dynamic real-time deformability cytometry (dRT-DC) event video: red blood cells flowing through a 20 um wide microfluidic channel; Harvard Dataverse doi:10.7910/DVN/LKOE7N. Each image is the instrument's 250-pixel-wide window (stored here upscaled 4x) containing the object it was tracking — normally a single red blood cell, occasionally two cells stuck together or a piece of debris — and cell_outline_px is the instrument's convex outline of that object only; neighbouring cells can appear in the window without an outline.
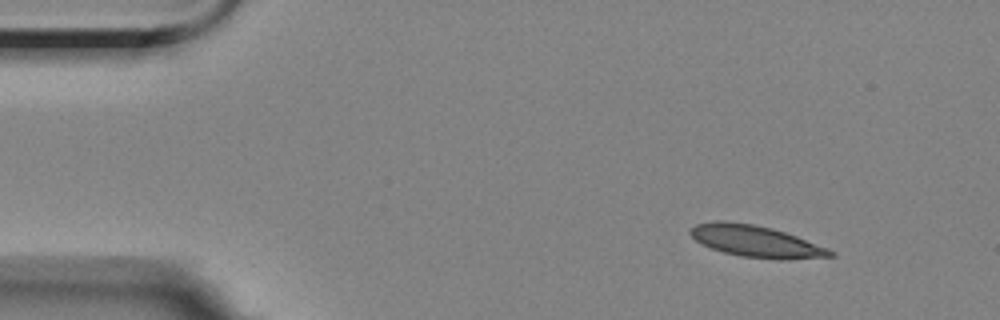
{"species": "Egyptian fruit bat (a non-hibernating species)", "species_latin": "Rousettus aegyptiacus", "temperature_condition": "room temperature", "stored_images_in_passage": 51, "camera_frame_rate_fps": 3000, "um_per_image_px": 0.085, "animal": {"sex": "female"}, "frame": {"image": 1, "passage_image": 1, "time_ms": 0.0, "image_size_px": [1000, 320], "cell_outline_px": [[836, 256], [788, 260], [776, 260], [740, 256], [724, 252], [700, 244], [688, 232], [688, 228], [696, 224], [716, 220], [724, 220], [752, 224], [772, 228], [796, 236], [828, 248], [836, 252]], "centroid_in_image_um": [64.25, 20.52], "position_along_channel_um": 20.7, "area_um2": 26.07}}
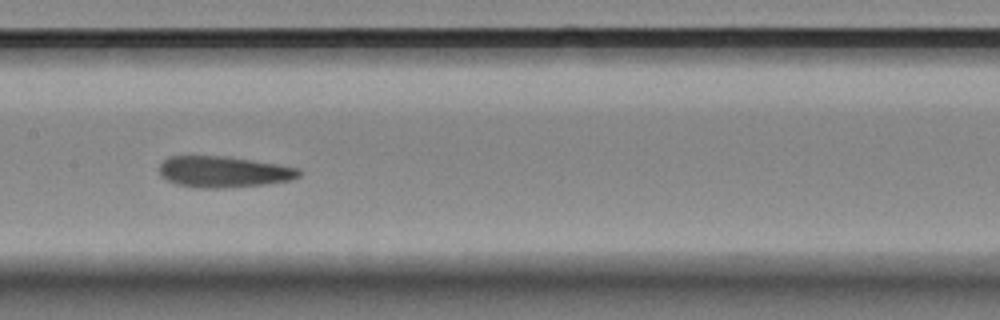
{"frame": {"image": 2, "passage_image": 22, "time_ms": 7.0, "image_size_px": [1000, 320], "cell_outline_px": [[300, 176], [292, 180], [264, 184], [224, 188], [196, 188], [176, 184], [160, 176], [160, 164], [168, 156], [228, 156], [280, 164], [300, 168]], "centroid_in_image_um": [19.02, 14.6], "position_along_channel_um": 188.4, "area_um2": 25.61}}
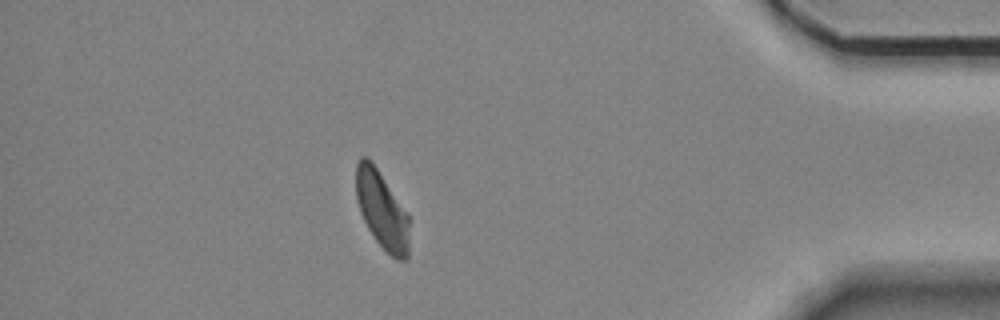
{"frame": {"image": 3, "passage_image": 44, "time_ms": 14.333, "image_size_px": [1000, 320], "cell_outline_px": [[408, 260], [396, 260], [372, 236], [360, 212], [356, 200], [356, 164], [360, 156], [368, 156], [372, 160], [408, 216]], "centroid_in_image_um": [32.42, 17.82], "position_along_channel_um": 402.8, "area_um2": 23.81}, "authors_computed_cell_mechanics": {"area_um2": 25.3742, "velocity_mm_per_s": 3.5055, "shape_relaxation_time_tau1_ms": null, "shape_relaxation_time_tau2_ms": 5.3925, "deformation_change_tau1": null, "deformation_change_tau2": 0.1219}}